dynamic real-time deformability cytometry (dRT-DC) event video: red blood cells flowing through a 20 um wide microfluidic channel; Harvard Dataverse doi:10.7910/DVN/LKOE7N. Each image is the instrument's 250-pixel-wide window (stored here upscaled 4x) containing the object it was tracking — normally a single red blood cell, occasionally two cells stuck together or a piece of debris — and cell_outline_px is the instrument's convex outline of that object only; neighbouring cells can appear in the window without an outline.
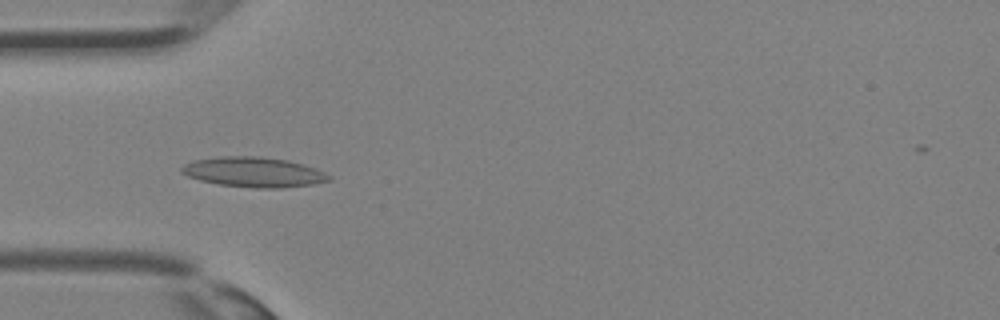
{"species": "Egyptian fruit bat (a non-hibernating species)", "species_latin": "Rousettus aegyptiacus", "temperature_condition": "room temperature", "stored_images_in_passage": 28, "camera_frame_rate_fps": 3000, "um_per_image_px": 0.085, "animal": {"sex": "female"}, "frame": {"image": 1, "passage_image": 4, "time_ms": 1.0, "image_size_px": [1000, 320], "cell_outline_px": [[332, 180], [316, 184], [280, 188], [252, 188], [220, 184], [200, 180], [188, 176], [180, 172], [180, 168], [184, 164], [192, 160], [220, 156], [260, 156], [288, 160], [316, 168], [332, 176]], "centroid_in_image_um": [21.58, 14.63], "position_along_channel_um": 63.4, "area_um2": 26.01}}
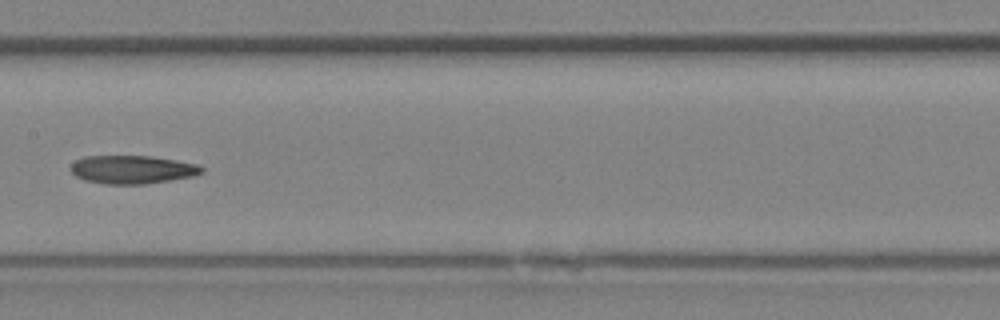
{"frame": {"image": 2, "passage_image": 11, "time_ms": 3.333, "image_size_px": [1000, 320], "cell_outline_px": [[204, 172], [196, 176], [144, 184], [104, 184], [84, 180], [76, 176], [68, 168], [76, 160], [84, 156], [152, 156], [200, 164], [204, 168]], "centroid_in_image_um": [11.28, 14.41], "position_along_channel_um": 196.1, "area_um2": 21.85}}
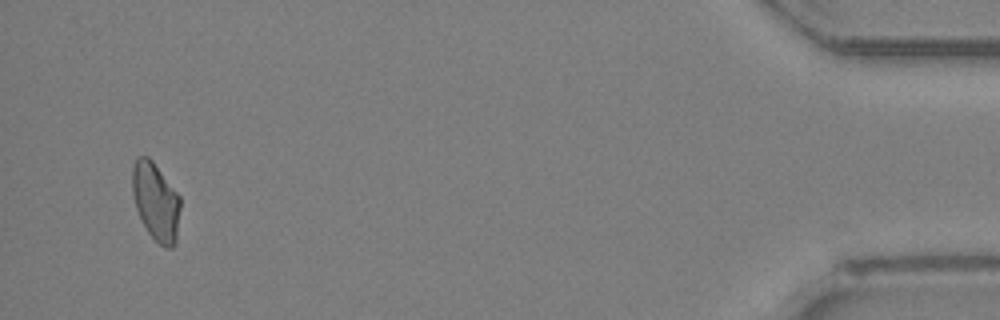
{"frame": {"image": 3, "passage_image": 27, "time_ms": 8.667, "image_size_px": [1000, 320], "cell_outline_px": [[180, 208], [176, 244], [172, 248], [164, 248], [148, 232], [136, 208], [132, 192], [132, 164], [136, 156], [148, 156], [152, 160], [180, 196]], "centroid_in_image_um": [13.24, 17.11], "position_along_channel_um": 422.0, "area_um2": 21.85}}